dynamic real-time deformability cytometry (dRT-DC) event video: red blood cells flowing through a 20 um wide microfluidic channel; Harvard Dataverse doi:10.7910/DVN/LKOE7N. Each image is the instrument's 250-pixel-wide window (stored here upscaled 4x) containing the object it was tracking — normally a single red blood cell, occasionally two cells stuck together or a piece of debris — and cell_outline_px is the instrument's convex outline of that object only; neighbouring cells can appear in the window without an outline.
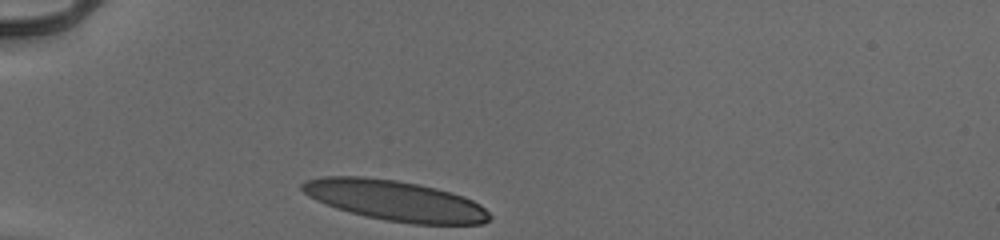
{"species": "human", "species_latin": "Homo sapiens", "temperature_condition": "cold", "stored_images_in_passage": 29, "camera_frame_rate_fps": 3000, "um_per_image_px": 0.085, "donor": {"sex": "male"}, "frame": {"image": 1, "passage_image": 1, "time_ms": 0.0, "image_size_px": [1000, 240], "cell_outline_px": [[492, 220], [484, 224], [412, 224], [384, 220], [364, 216], [336, 208], [316, 200], [308, 196], [300, 188], [300, 184], [308, 180], [324, 176], [360, 176], [396, 180], [436, 188], [452, 192], [464, 196], [480, 204], [492, 216]], "centroid_in_image_um": [33.61, 17.06], "position_along_channel_um": 51.4, "area_um2": 44.22}}
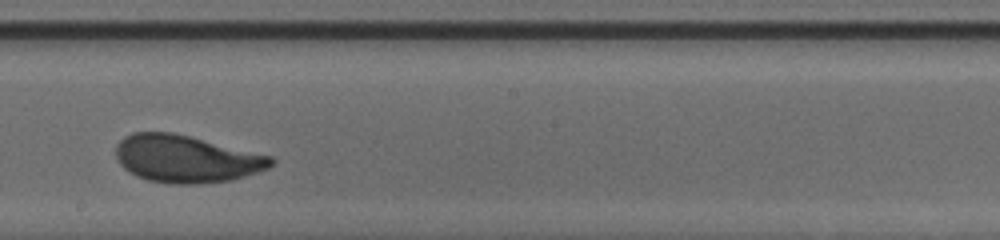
{"frame": {"image": 2, "passage_image": 17, "time_ms": 5.333, "image_size_px": [1000, 240], "cell_outline_px": [[276, 160], [268, 168], [232, 180], [204, 184], [168, 184], [148, 180], [136, 176], [128, 172], [116, 160], [116, 144], [124, 136], [132, 132], [172, 132], [272, 156]], "centroid_in_image_um": [15.79, 13.51], "position_along_channel_um": 232.4, "area_um2": 43.0}}
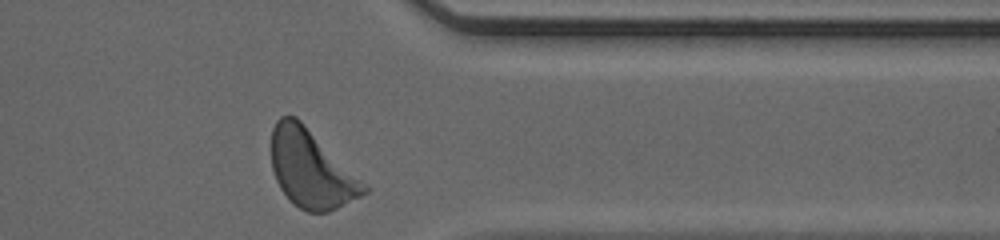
{"frame": {"image": 3, "passage_image": 29, "time_ms": 9.333, "image_size_px": [1000, 240], "cell_outline_px": [[372, 188], [368, 192], [328, 212], [308, 212], [300, 208], [280, 188], [276, 180], [272, 168], [272, 128], [276, 120], [280, 116], [296, 116], [368, 184]], "centroid_in_image_um": [26.48, 14.35], "position_along_channel_um": 384.9, "area_um2": 41.79}, "authors_computed_cell_mechanics": {"area_um2": 42.7142, "velocity_mm_per_s": 3.9146, "shape_relaxation_time_tau1_ms": 2.7449, "shape_relaxation_time_tau2_ms": 0.8195, "deformation_change_tau1": 0.1393, "deformation_change_tau2": 0.0691}}